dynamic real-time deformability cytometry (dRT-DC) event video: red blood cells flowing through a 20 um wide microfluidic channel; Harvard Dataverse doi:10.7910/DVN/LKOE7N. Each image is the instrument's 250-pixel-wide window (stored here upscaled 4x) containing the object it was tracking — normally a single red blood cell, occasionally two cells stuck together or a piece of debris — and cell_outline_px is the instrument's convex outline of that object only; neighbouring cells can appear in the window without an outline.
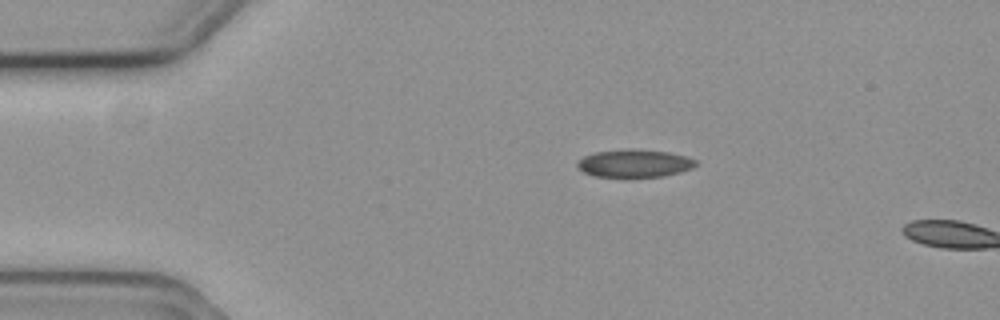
{"species": "common noctule bat (a hibernating species)", "species_latin": "Nyctalus noctula", "temperature_condition": "cold", "stored_images_in_passage": 3, "camera_frame_rate_fps": 3000, "um_per_image_px": 0.085, "animal": {"sex": "female", "body_mass_g": 19.3, "forearm_length_mm": 54.1}, "frame": {"image": 1, "passage_image": 2, "time_ms": 0.333, "image_size_px": [1000, 320], "cell_outline_px": [[696, 164], [692, 168], [680, 172], [664, 176], [596, 176], [584, 172], [576, 164], [584, 156], [596, 152], [628, 148], [668, 152], [684, 156], [696, 160]], "centroid_in_image_um": [53.94, 13.87], "position_along_channel_um": 31.1, "area_um2": 18.79}}